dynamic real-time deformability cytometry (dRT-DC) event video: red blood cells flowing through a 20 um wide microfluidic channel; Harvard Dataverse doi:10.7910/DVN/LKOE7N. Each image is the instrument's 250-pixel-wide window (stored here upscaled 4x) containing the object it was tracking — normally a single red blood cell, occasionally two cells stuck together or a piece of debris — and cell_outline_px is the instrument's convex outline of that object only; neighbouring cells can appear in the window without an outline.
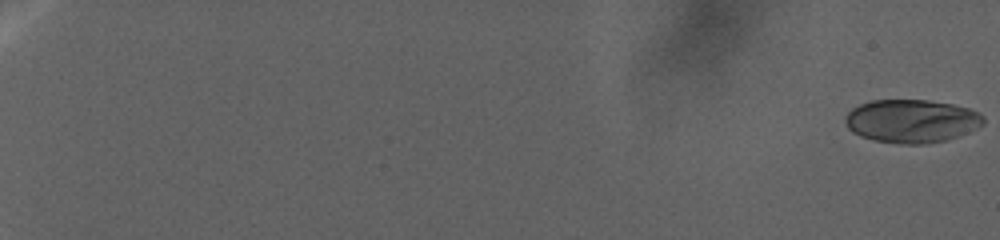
{"species": "human", "species_latin": "Homo sapiens", "temperature_condition": "warm", "stored_images_in_passage": 107, "camera_frame_rate_fps": 3000, "um_per_image_px": 0.085, "donor": {"sex": "female"}, "frame": {"image": 1, "passage_image": 1, "time_ms": 0.0, "image_size_px": [1000, 240], "cell_outline_px": [[984, 124], [968, 132], [944, 140], [924, 144], [900, 144], [876, 140], [860, 136], [852, 132], [848, 128], [844, 120], [844, 116], [852, 108], [860, 104], [872, 100], [928, 100], [952, 104], [968, 108], [980, 112], [984, 116]], "centroid_in_image_um": [77.47, 10.28], "position_along_channel_um": 7.5, "area_um2": 34.85}}
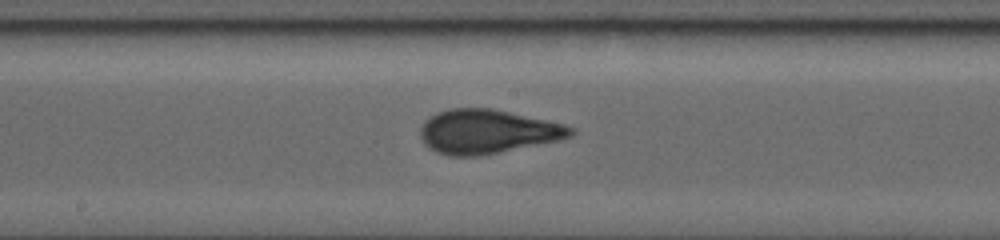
{"frame": {"image": 2, "passage_image": 62, "time_ms": 33.0, "image_size_px": [1000, 240], "cell_outline_px": [[576, 132], [572, 136], [560, 140], [480, 156], [448, 156], [436, 152], [428, 148], [420, 136], [420, 128], [424, 120], [436, 112], [448, 108], [492, 108], [564, 124], [576, 128]], "centroid_in_image_um": [41.41, 11.18], "position_along_channel_um": 206.8, "area_um2": 38.9}}
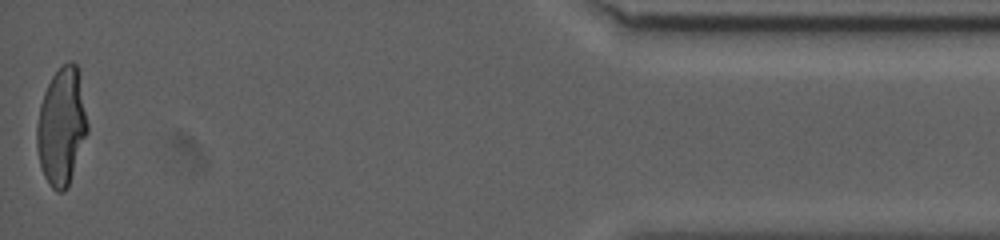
{"frame": {"image": 3, "passage_image": 107, "time_ms": 52.667, "image_size_px": [1000, 240], "cell_outline_px": [[88, 132], [68, 188], [64, 192], [56, 192], [48, 184], [40, 168], [36, 148], [36, 124], [40, 104], [44, 92], [52, 76], [68, 60], [76, 64], [80, 68], [88, 124]], "centroid_in_image_um": [5.24, 10.76], "position_along_channel_um": 430.0, "area_um2": 35.43}}